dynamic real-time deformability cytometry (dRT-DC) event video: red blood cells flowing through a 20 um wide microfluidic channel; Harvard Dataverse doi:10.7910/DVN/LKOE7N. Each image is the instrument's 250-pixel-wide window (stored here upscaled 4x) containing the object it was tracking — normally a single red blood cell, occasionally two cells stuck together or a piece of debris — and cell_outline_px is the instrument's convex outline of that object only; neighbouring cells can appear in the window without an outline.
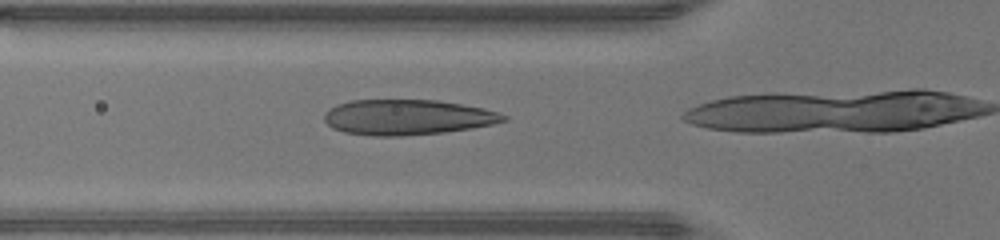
{"species": "human", "species_latin": "Homo sapiens", "temperature_condition": "warm", "stored_images_in_passage": 15, "camera_frame_rate_fps": 3000, "um_per_image_px": 0.085, "donor": {"sex": "male"}, "frame": {"image": 1, "passage_image": 12, "time_ms": 3.667, "image_size_px": [1000, 240], "cell_outline_px": [[508, 120], [492, 124], [472, 128], [444, 132], [400, 136], [372, 136], [344, 132], [332, 128], [324, 120], [324, 112], [328, 108], [336, 104], [352, 100], [436, 100], [484, 108], [508, 116]], "centroid_in_image_um": [34.59, 9.96], "position_along_channel_um": 91.2, "area_um2": 36.99}}
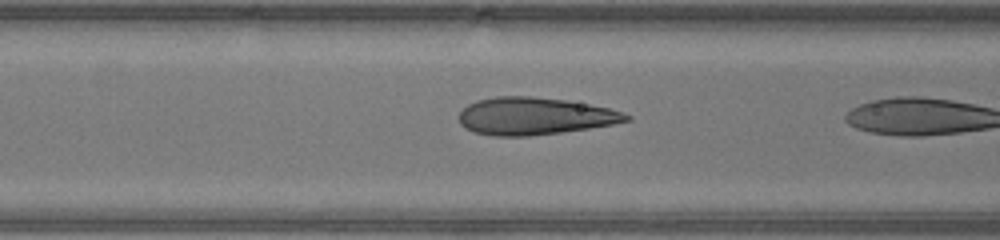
{"frame": {"image": 2, "passage_image": 14, "time_ms": 4.333, "image_size_px": [1000, 240], "cell_outline_px": [[632, 120], [612, 124], [588, 128], [560, 132], [528, 136], [496, 136], [472, 132], [464, 128], [460, 124], [460, 112], [468, 104], [476, 100], [496, 96], [532, 96], [564, 100], [588, 104], [608, 108], [632, 116]], "centroid_in_image_um": [45.4, 9.87], "position_along_channel_um": 121.2, "area_um2": 36.24}}